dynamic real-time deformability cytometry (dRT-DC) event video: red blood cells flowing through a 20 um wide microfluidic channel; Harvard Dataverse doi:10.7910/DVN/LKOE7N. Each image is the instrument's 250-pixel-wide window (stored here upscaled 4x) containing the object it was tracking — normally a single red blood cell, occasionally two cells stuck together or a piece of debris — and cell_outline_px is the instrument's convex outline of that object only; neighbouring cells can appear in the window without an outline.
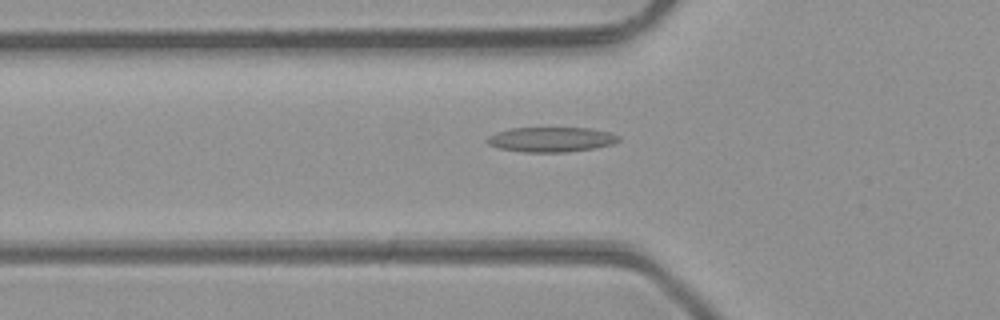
{"species": "common noctule bat (a hibernating species)", "species_latin": "Nyctalus noctula", "temperature_condition": "room temperature", "stored_images_in_passage": 42, "camera_frame_rate_fps": 3000, "um_per_image_px": 0.085, "animal": {"sex": "male", "body_mass_g": 23.1, "forearm_length_mm": 52.7}, "frame": {"image": 1, "passage_image": 13, "time_ms": 4.0, "image_size_px": [1000, 320], "cell_outline_px": [[620, 140], [612, 144], [592, 148], [568, 152], [524, 152], [500, 148], [488, 144], [484, 140], [488, 136], [496, 132], [512, 128], [592, 128], [608, 132], [620, 136]], "centroid_in_image_um": [46.83, 11.85], "position_along_channel_um": 79.0, "area_um2": 19.02}}
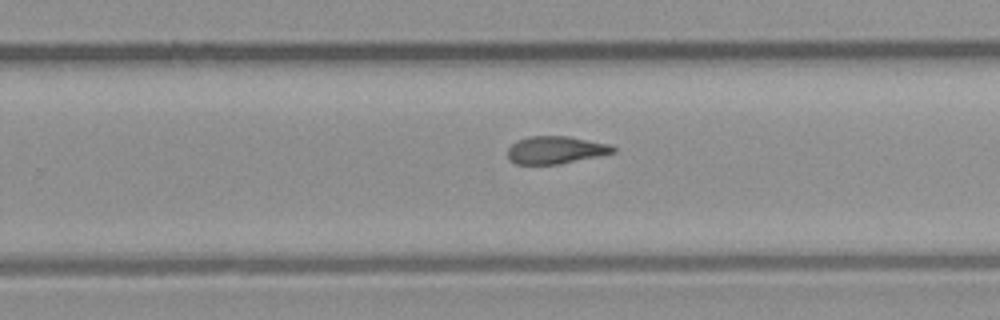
{"frame": {"image": 2, "passage_image": 27, "time_ms": 8.667, "image_size_px": [1000, 320], "cell_outline_px": [[616, 152], [560, 164], [516, 164], [508, 160], [508, 148], [516, 140], [528, 136], [568, 136], [608, 144], [616, 148]], "centroid_in_image_um": [47.19, 12.75], "position_along_channel_um": 282.6, "area_um2": 16.94}}
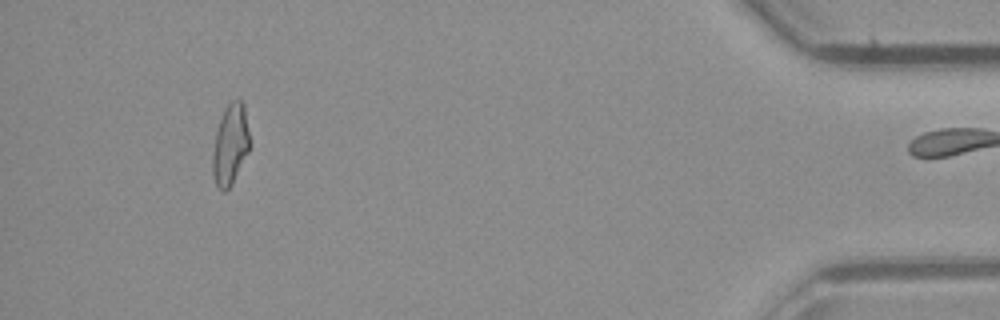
{"frame": {"image": 3, "passage_image": 41, "time_ms": 13.333, "image_size_px": [1000, 320], "cell_outline_px": [[248, 152], [232, 184], [224, 192], [220, 192], [216, 184], [212, 172], [212, 152], [216, 132], [224, 108], [232, 100], [240, 100], [244, 104], [248, 132]], "centroid_in_image_um": [19.55, 12.32], "position_along_channel_um": 415.7, "area_um2": 17.22}}